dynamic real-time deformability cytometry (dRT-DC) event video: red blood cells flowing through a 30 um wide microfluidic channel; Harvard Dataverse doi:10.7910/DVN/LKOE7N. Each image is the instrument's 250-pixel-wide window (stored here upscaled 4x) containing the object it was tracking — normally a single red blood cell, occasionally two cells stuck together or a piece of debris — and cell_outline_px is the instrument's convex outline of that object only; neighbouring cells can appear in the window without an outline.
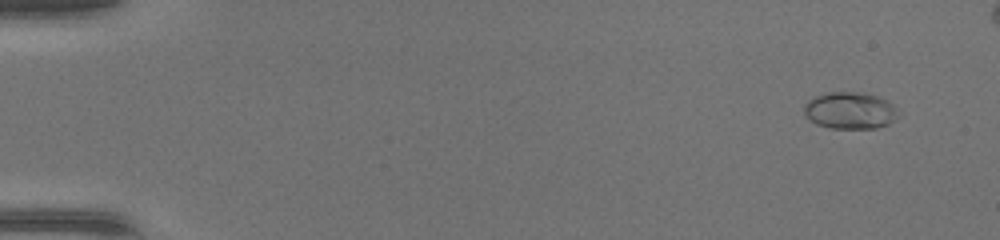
{"species": "common noctule bat (a hibernating species)", "species_latin": "Nyctalus noctula", "temperature_condition": "warm", "stored_images_in_passage": 46, "camera_frame_rate_fps": 3000, "um_per_image_px": 0.085, "animal": {"sex": "female", "body_mass_g": 17.0, "forearm_length_mm": 48.0}, "frame": {"image": 1, "passage_image": 4, "time_ms": 1.0, "image_size_px": [1000, 240], "cell_outline_px": [[900, 116], [888, 124], [876, 128], [832, 128], [816, 124], [804, 112], [804, 104], [808, 100], [816, 96], [828, 92], [860, 92], [876, 96], [888, 100], [892, 104]], "centroid_in_image_um": [72.27, 9.39], "position_along_channel_um": 12.7, "area_um2": 20.11}}
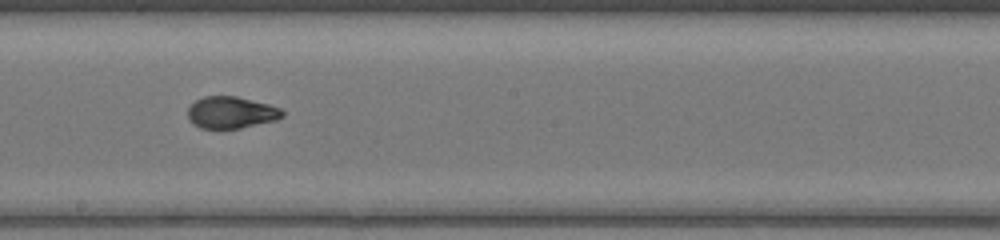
{"frame": {"image": 2, "passage_image": 29, "time_ms": 9.333, "image_size_px": [1000, 240], "cell_outline_px": [[284, 116], [276, 120], [240, 128], [200, 128], [192, 124], [188, 120], [188, 108], [196, 100], [204, 96], [236, 96], [268, 104], [280, 108], [284, 112]], "centroid_in_image_um": [19.63, 9.56], "position_along_channel_um": 228.6, "area_um2": 17.51}}
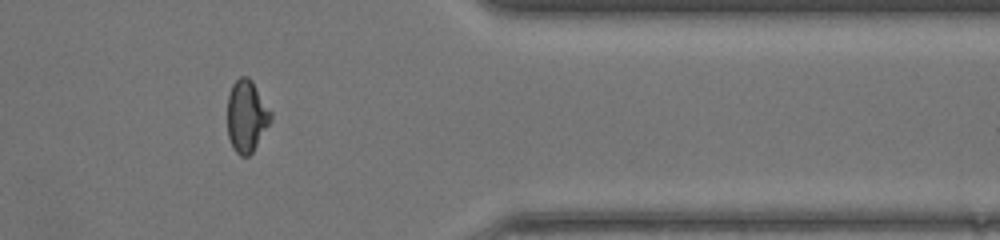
{"frame": {"image": 3, "passage_image": 41, "time_ms": 13.333, "image_size_px": [1000, 240], "cell_outline_px": [[272, 120], [252, 152], [248, 156], [240, 156], [232, 148], [228, 136], [228, 96], [232, 84], [240, 76], [248, 76], [252, 80], [272, 112]], "centroid_in_image_um": [20.96, 9.86], "position_along_channel_um": 390.4, "area_um2": 18.26}}